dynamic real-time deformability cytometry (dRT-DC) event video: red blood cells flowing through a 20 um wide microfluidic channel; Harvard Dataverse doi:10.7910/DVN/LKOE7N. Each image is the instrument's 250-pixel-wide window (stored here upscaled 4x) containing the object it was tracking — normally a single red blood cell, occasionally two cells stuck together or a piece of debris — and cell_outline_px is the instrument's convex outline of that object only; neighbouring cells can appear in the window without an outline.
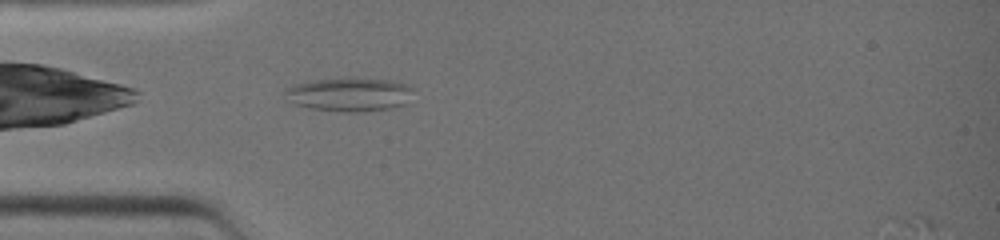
{"species": "common noctule bat (a hibernating species)", "species_latin": "Nyctalus noctula", "temperature_condition": "warm", "stored_images_in_passage": 2, "camera_frame_rate_fps": 3000, "um_per_image_px": 0.085, "animal": {"sex": "female", "body_mass_g": 19.0, "forearm_length_mm": 51.5}, "frame": {"image": 1, "passage_image": 1, "time_ms": 0.0, "image_size_px": [1000, 240], "cell_outline_px": [[416, 88], [404, 104], [392, 108], [360, 112], [344, 112], [308, 108], [292, 104], [288, 100], [284, 92], [284, 88], [292, 84], [308, 80], [344, 76], [360, 76], [392, 80], [408, 84]], "centroid_in_image_um": [29.67, 7.98], "position_along_channel_um": 55.3, "area_um2": 26.47}}